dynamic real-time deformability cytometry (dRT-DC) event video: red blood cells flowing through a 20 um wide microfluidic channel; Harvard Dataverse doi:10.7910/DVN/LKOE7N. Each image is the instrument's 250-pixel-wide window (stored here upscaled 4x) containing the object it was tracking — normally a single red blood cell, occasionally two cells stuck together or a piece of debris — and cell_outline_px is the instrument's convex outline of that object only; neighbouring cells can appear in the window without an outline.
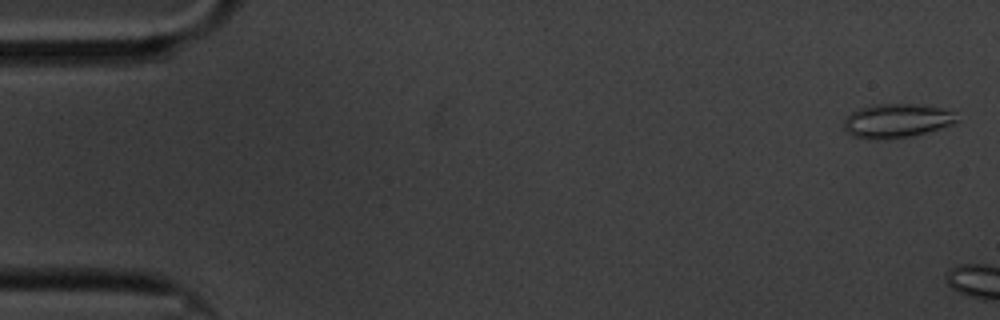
{"species": "common noctule bat (a hibernating species)", "species_latin": "Nyctalus noctula", "temperature_condition": "cold", "stored_images_in_passage": 6, "camera_frame_rate_fps": 3000, "um_per_image_px": 0.085, "animal": {"sex": "male", "body_mass_g": 20.1, "forearm_length_mm": 53.5}, "frame": {"image": 1, "passage_image": 2, "time_ms": 0.333, "image_size_px": [1000, 320], "cell_outline_px": [[960, 120], [952, 124], [924, 132], [908, 136], [888, 140], [872, 140], [852, 136], [844, 132], [844, 120], [852, 112], [860, 108], [872, 104], [912, 104], [940, 108], [956, 112]], "centroid_in_image_um": [76.18, 10.27], "position_along_channel_um": 8.8, "area_um2": 22.43}}